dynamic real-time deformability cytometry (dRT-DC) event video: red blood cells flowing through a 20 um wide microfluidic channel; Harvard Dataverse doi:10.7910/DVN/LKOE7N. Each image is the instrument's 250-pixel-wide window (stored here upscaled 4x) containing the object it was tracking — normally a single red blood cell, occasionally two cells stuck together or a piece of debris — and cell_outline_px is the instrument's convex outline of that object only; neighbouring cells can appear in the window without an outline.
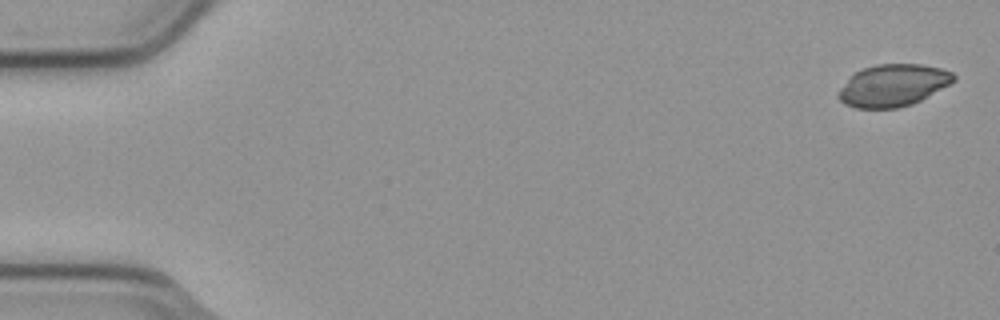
{"species": "common noctule bat (a hibernating species)", "species_latin": "Nyctalus noctula", "temperature_condition": "cold", "stored_images_in_passage": 4, "camera_frame_rate_fps": 3000, "um_per_image_px": 0.085, "animal": {"sex": "male", "body_mass_g": 23.1, "forearm_length_mm": 52.7}, "frame": {"image": 1, "passage_image": 1, "time_ms": 0.0, "image_size_px": [1000, 320], "cell_outline_px": [[956, 80], [920, 100], [912, 104], [896, 108], [856, 108], [844, 104], [836, 96], [840, 88], [856, 72], [864, 68], [876, 64], [920, 64], [940, 68], [952, 72], [956, 76]], "centroid_in_image_um": [75.9, 7.26], "position_along_channel_um": 9.1, "area_um2": 27.98}}